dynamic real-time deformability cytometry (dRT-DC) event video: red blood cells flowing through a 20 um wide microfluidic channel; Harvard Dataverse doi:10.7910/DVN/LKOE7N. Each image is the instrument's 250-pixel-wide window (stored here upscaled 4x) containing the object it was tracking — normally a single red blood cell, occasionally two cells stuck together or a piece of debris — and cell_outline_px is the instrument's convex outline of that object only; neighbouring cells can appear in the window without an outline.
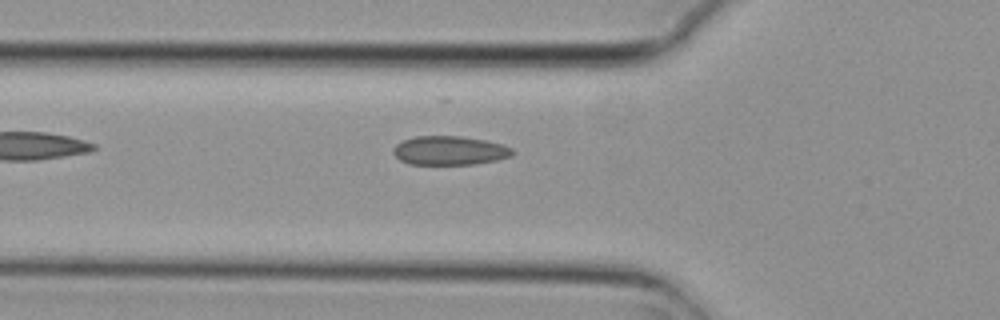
{"species": "common noctule bat (a hibernating species)", "species_latin": "Nyctalus noctula", "temperature_condition": "cold", "stored_images_in_passage": 6, "camera_frame_rate_fps": 3000, "um_per_image_px": 0.085, "animal": {"sex": "female", "body_mass_g": 29.2, "forearm_length_mm": 56.3}, "frame": {"image": 1, "passage_image": 6, "time_ms": 1.667, "image_size_px": [1000, 320], "cell_outline_px": [[516, 152], [512, 156], [496, 160], [472, 164], [408, 164], [400, 160], [392, 152], [392, 148], [396, 144], [404, 140], [416, 136], [460, 136], [484, 140], [500, 144], [512, 148]], "centroid_in_image_um": [38.2, 12.79], "position_along_channel_um": 87.6, "area_um2": 20.06}}